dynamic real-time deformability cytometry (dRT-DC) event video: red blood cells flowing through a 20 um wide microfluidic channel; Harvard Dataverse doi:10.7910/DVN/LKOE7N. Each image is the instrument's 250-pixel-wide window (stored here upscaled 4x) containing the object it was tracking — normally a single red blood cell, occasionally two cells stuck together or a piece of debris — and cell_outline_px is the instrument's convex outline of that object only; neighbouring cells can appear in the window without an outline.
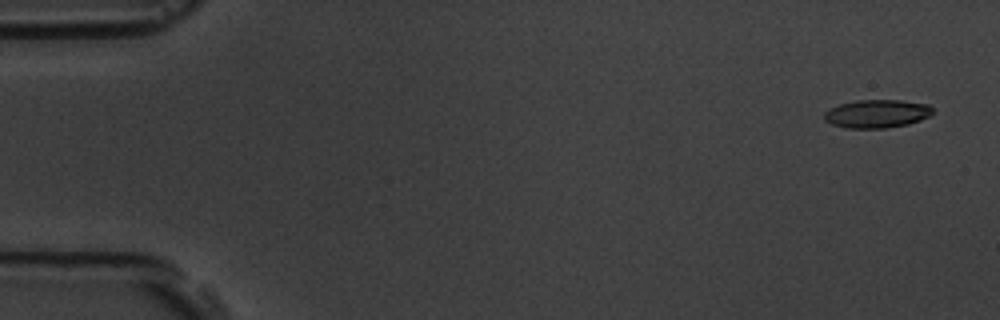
{"species": "common noctule bat (a hibernating species)", "species_latin": "Nyctalus noctula", "temperature_condition": "room temperature", "stored_images_in_passage": 5, "camera_frame_rate_fps": 3000, "um_per_image_px": 0.085, "animal": {"sex": "male", "body_mass_g": 19.5, "forearm_length_mm": 54.6}, "frame": {"image": 1, "passage_image": 1, "time_ms": 0.0, "image_size_px": [1000, 320], "cell_outline_px": [[932, 112], [928, 116], [920, 120], [908, 124], [884, 128], [844, 128], [832, 124], [824, 120], [824, 112], [828, 108], [840, 104], [856, 100], [900, 100], [928, 104], [932, 108]], "centroid_in_image_um": [74.49, 9.66], "position_along_channel_um": 10.5, "area_um2": 17.86}}
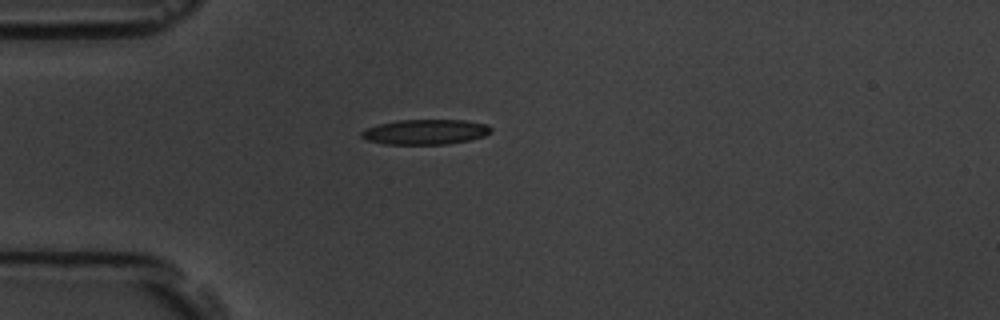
{"frame": {"image": 2, "passage_image": 4, "time_ms": 4.333, "image_size_px": [1000, 320], "cell_outline_px": [[492, 132], [484, 136], [468, 140], [448, 144], [384, 144], [364, 140], [360, 136], [360, 132], [368, 128], [380, 124], [396, 120], [464, 120], [488, 124], [492, 128]], "centroid_in_image_um": [36.16, 11.21], "position_along_channel_um": 48.8, "area_um2": 19.02}}